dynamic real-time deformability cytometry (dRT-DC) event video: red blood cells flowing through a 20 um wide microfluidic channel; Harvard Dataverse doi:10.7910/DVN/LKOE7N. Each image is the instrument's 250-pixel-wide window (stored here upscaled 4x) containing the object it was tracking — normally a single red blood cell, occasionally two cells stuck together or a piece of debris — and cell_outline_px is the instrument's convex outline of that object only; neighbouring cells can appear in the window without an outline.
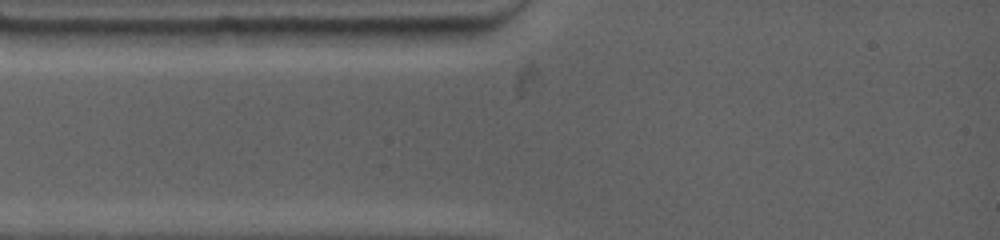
{"species": "common noctule bat (a hibernating species)", "species_latin": "Nyctalus noctula", "temperature_condition": "warm", "stored_images_in_passage": 1, "camera_frame_rate_fps": 4500, "um_per_image_px": 0.085, "animal": {"sex": "female", "body_mass_g": 19.0, "forearm_length_mm": 53.3}, "frame": {"image": 1, "passage_image": 1, "time_ms": 0.0, "image_size_px": [1000, 240], "cell_outline_px": [[344, 28], [336, 40], [332, 44], [204, 44], [200, 32], [216, 28]], "centroid_in_image_um": [23.03, 3.05], "position_along_channel_um": 62.0, "area_um2": 15.61}}